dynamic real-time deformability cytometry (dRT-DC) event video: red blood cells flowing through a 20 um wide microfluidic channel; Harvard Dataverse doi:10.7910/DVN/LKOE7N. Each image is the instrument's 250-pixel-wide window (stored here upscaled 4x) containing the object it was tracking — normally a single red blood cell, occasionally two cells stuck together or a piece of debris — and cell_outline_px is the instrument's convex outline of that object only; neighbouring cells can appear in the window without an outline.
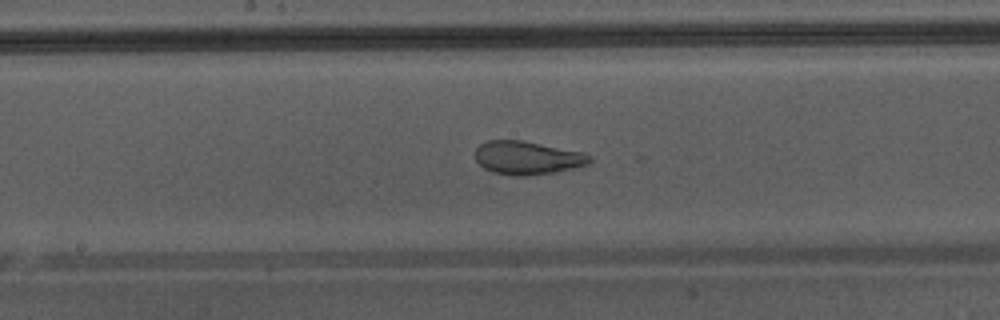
{"species": "Egyptian fruit bat (a non-hibernating species)", "species_latin": "Rousettus aegyptiacus", "temperature_condition": "warm", "stored_images_in_passage": 49, "camera_frame_rate_fps": 3000, "um_per_image_px": 0.085, "animal": {"sex": "male"}, "frame": {"image": 1, "passage_image": 28, "time_ms": 9.0, "image_size_px": [1000, 320], "cell_outline_px": [[592, 160], [588, 164], [572, 168], [552, 172], [520, 176], [516, 176], [492, 172], [484, 168], [476, 160], [476, 148], [480, 144], [488, 140], [520, 140], [580, 152], [592, 156]], "centroid_in_image_um": [44.79, 13.41], "position_along_channel_um": 203.4, "area_um2": 21.79}, "authors_computed_cell_mechanics": {"area_um2": 29.5358, "velocity_mm_per_s": 4.3551, "shape_relaxation_time_tau1_ms": null, "shape_relaxation_time_tau2_ms": 0.8589, "deformation_change_tau1": null, "deformation_change_tau2": 0.0799}}